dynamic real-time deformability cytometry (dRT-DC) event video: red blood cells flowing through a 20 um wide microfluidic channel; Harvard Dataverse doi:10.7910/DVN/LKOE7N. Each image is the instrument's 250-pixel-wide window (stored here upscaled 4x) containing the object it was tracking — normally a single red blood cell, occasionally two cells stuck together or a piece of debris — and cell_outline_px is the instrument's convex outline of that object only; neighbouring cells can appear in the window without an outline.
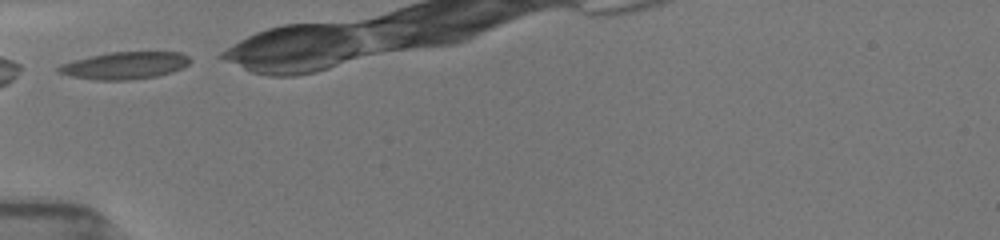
{"species": "common noctule bat (a hibernating species)", "species_latin": "Nyctalus noctula", "temperature_condition": "room temperature", "stored_images_in_passage": 8, "camera_frame_rate_fps": 3000, "um_per_image_px": 0.085, "animal": {"sex": "female", "body_mass_g": 19.5, "forearm_length_mm": 54.1}, "frame": {"image": 1, "passage_image": 1, "time_ms": 0.0, "image_size_px": [1000, 240], "cell_outline_px": [[188, 64], [172, 72], [156, 76], [128, 80], [96, 80], [72, 76], [56, 72], [56, 68], [60, 64], [108, 52], [180, 52], [188, 56]], "centroid_in_image_um": [10.57, 5.57], "position_along_channel_um": 74.4, "area_um2": 20.58}}